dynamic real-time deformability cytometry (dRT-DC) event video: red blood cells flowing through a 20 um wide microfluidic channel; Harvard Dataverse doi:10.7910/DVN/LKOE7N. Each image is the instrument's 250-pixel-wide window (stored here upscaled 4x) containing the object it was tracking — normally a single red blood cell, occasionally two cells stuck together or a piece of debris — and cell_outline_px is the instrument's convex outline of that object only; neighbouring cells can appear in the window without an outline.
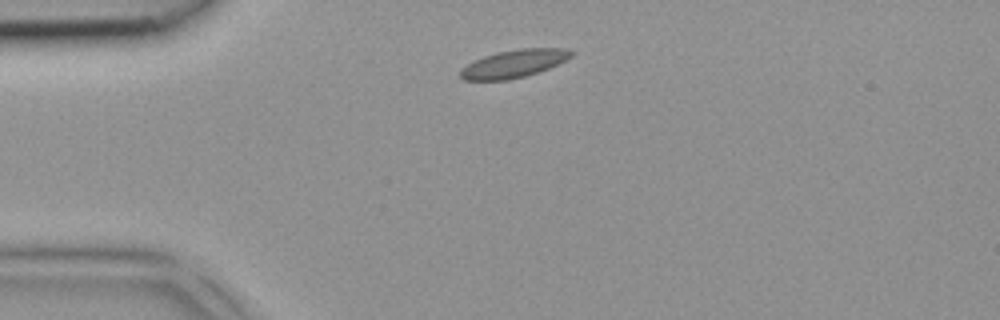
{"species": "common noctule bat (a hibernating species)", "species_latin": "Nyctalus noctula", "temperature_condition": "room temperature", "stored_images_in_passage": 3, "camera_frame_rate_fps": 3000, "um_per_image_px": 0.085, "animal": {"sex": "female", "body_mass_g": 18.4}, "frame": {"image": 1, "passage_image": 1, "time_ms": 0.0, "image_size_px": [1000, 320], "cell_outline_px": [[576, 52], [572, 56], [548, 68], [524, 76], [508, 80], [464, 80], [460, 76], [460, 72], [468, 64], [484, 56], [496, 52], [520, 48], [564, 48]], "centroid_in_image_um": [43.7, 5.4], "position_along_channel_um": 41.3, "area_um2": 17.69}}